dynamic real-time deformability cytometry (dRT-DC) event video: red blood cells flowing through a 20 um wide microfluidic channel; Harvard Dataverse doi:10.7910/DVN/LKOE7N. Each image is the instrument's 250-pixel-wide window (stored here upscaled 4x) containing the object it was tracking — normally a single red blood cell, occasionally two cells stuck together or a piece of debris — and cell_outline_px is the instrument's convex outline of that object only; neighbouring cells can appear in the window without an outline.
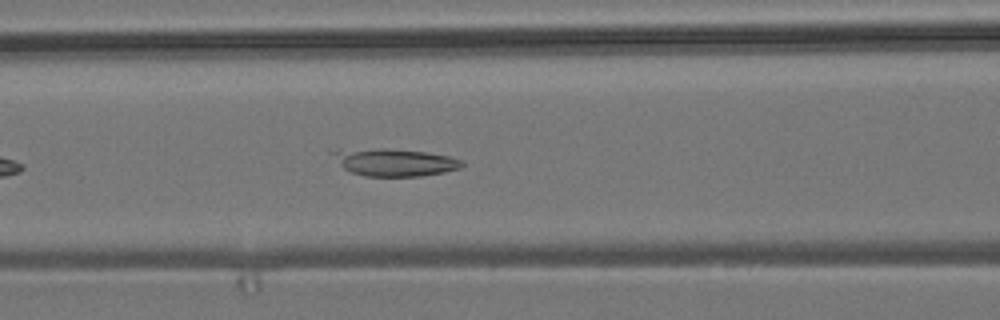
{"species": "common noctule bat (a hibernating species)", "species_latin": "Nyctalus noctula", "temperature_condition": "room temperature", "stored_images_in_passage": 13, "camera_frame_rate_fps": 3000, "um_per_image_px": 0.085, "animal": {"sex": "male", "body_mass_g": 19.2, "forearm_length_mm": 51.8}, "frame": {"image": 1, "passage_image": 10, "time_ms": 3.0, "image_size_px": [1000, 320], "cell_outline_px": [[464, 164], [460, 168], [444, 172], [420, 176], [364, 176], [352, 172], [344, 168], [328, 152], [340, 148], [384, 148], [424, 152], [448, 156], [464, 160]], "centroid_in_image_um": [33.47, 13.77], "position_along_channel_um": 133.1, "area_um2": 20.87}}